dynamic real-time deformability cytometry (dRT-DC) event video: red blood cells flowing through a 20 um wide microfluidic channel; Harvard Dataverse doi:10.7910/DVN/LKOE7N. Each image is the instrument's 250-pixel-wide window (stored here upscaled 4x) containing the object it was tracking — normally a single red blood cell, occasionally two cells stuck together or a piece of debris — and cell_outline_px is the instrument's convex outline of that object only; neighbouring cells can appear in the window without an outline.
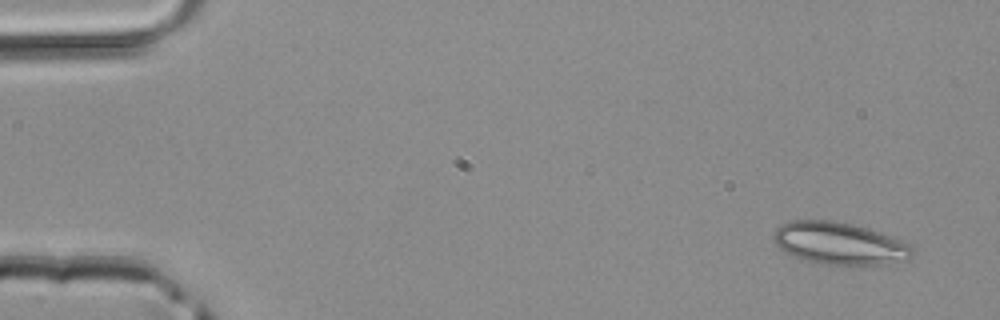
{"species": "common noctule bat (a hibernating species)", "species_latin": "Nyctalus noctula", "temperature_condition": "room temperature", "stored_images_in_passage": 3, "camera_frame_rate_fps": 3000, "um_per_image_px": 0.085, "animal": {"sex": "male", "body_mass_g": 20.4}, "frame": {"image": 1, "passage_image": 1, "time_ms": 0.0, "image_size_px": [1000, 320], "cell_outline_px": [[912, 256], [908, 260], [884, 264], [824, 264], [808, 260], [784, 252], [776, 244], [772, 236], [772, 232], [780, 224], [792, 220], [836, 220], [868, 228], [880, 232], [912, 244]], "centroid_in_image_um": [71.35, 20.66], "position_along_channel_um": 13.6, "area_um2": 34.16}}